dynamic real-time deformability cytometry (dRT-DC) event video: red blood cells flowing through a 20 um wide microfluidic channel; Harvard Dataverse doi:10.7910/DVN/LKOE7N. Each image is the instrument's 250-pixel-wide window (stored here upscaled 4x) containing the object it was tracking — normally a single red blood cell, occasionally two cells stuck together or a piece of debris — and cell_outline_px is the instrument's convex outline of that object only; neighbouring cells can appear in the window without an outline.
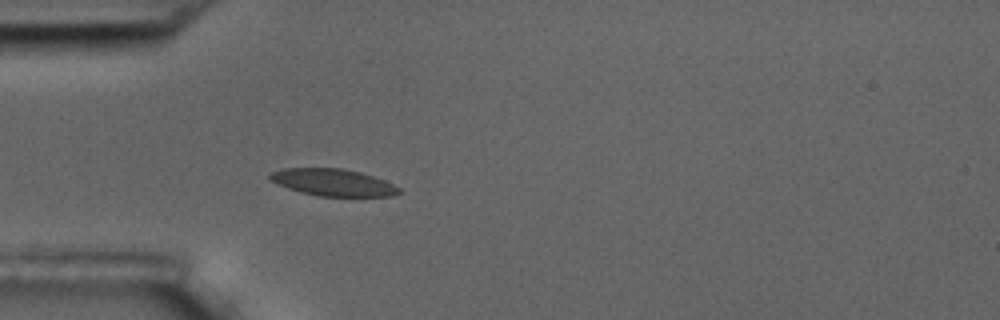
{"species": "common noctule bat (a hibernating species)", "species_latin": "Nyctalus noctula", "temperature_condition": "room temperature", "stored_images_in_passage": 5, "camera_frame_rate_fps": 3000, "um_per_image_px": 0.085, "animal": {"sex": "male", "body_mass_g": 17.5, "forearm_length_mm": 52.3}, "frame": {"image": 1, "passage_image": 5, "time_ms": 4.667, "image_size_px": [1000, 320], "cell_outline_px": [[400, 192], [392, 196], [320, 196], [300, 192], [276, 184], [268, 180], [268, 176], [272, 172], [284, 168], [344, 168], [360, 172], [384, 180], [400, 188]], "centroid_in_image_um": [28.26, 15.5], "position_along_channel_um": 56.7, "area_um2": 20.29}}